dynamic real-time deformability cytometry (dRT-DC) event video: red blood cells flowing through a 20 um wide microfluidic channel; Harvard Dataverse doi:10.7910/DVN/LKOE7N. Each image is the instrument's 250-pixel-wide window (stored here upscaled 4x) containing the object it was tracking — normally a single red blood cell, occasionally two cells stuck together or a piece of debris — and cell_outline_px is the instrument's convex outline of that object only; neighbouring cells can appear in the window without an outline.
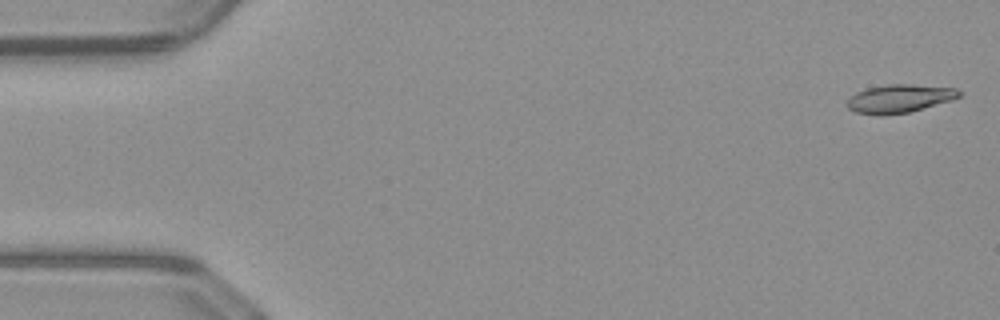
{"species": "common noctule bat (a hibernating species)", "species_latin": "Nyctalus noctula", "temperature_condition": "warm", "stored_images_in_passage": 8, "camera_frame_rate_fps": 3000, "um_per_image_px": 0.085, "animal": {"sex": "male", "body_mass_g": 23.1, "forearm_length_mm": 52.7}, "frame": {"image": 1, "passage_image": 1, "time_ms": 0.0, "image_size_px": [1000, 320], "cell_outline_px": [[964, 92], [960, 96], [952, 100], [908, 112], [880, 116], [856, 112], [848, 108], [848, 100], [856, 92], [868, 88], [888, 84], [912, 84], [956, 88]], "centroid_in_image_um": [76.49, 8.37], "position_along_channel_um": 8.5, "area_um2": 18.38}}